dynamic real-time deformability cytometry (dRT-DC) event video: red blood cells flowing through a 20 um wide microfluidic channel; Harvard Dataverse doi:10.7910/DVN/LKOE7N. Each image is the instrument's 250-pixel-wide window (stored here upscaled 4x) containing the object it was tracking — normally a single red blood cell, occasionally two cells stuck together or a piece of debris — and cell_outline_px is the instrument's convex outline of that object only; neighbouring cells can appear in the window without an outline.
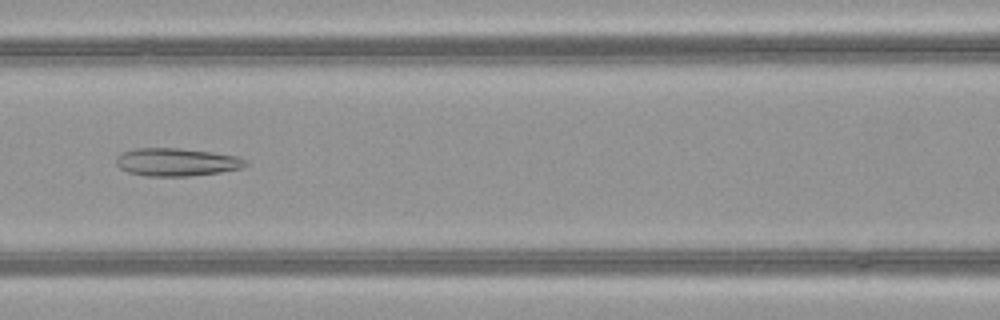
{"species": "common noctule bat (a hibernating species)", "species_latin": "Nyctalus noctula", "temperature_condition": "warm", "stored_images_in_passage": 36, "camera_frame_rate_fps": 3000, "um_per_image_px": 0.085, "animal": {"sex": "female", "body_mass_g": 21.9}, "frame": {"image": 1, "passage_image": 8, "time_ms": 2.333, "image_size_px": [1000, 320], "cell_outline_px": [[248, 164], [244, 168], [220, 172], [188, 176], [144, 176], [128, 172], [120, 168], [116, 164], [116, 156], [120, 152], [136, 148], [180, 148], [212, 152], [240, 156], [248, 160]], "centroid_in_image_um": [15.03, 13.77], "position_along_channel_um": 151.6, "area_um2": 21.39}}
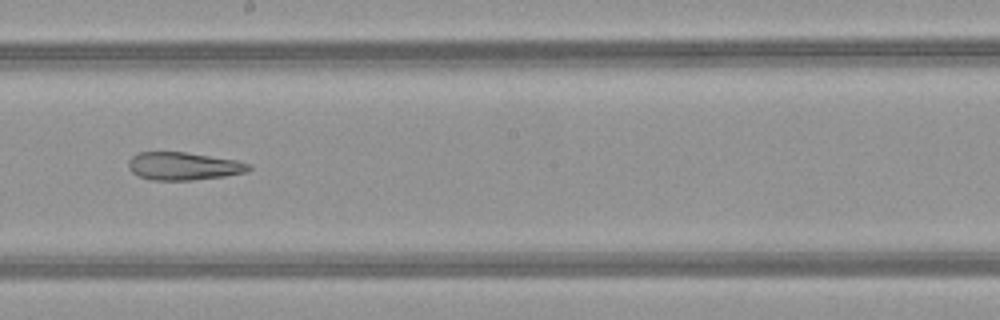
{"frame": {"image": 2, "passage_image": 14, "time_ms": 4.333, "image_size_px": [1000, 320], "cell_outline_px": [[252, 168], [248, 172], [224, 176], [192, 180], [152, 180], [140, 176], [132, 172], [128, 168], [128, 160], [132, 156], [140, 152], [184, 152], [236, 160], [252, 164]], "centroid_in_image_um": [15.62, 14.12], "position_along_channel_um": 232.6, "area_um2": 19.54}}
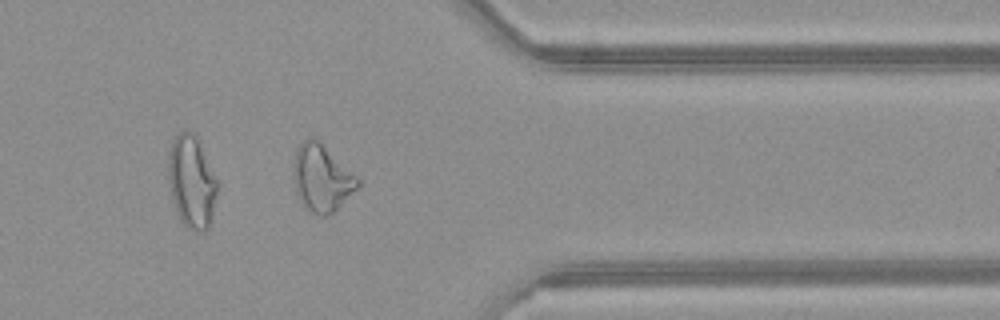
{"frame": {"image": 3, "passage_image": 26, "time_ms": 8.333, "image_size_px": [1000, 320], "cell_outline_px": [[360, 184], [332, 212], [324, 216], [320, 216], [304, 208], [300, 204], [296, 192], [292, 172], [292, 168], [296, 148], [308, 136], [312, 136], [356, 176], [360, 180]], "centroid_in_image_um": [27.27, 15.14], "position_along_channel_um": 384.1, "area_um2": 24.57}, "authors_computed_cell_mechanics": {"area_um2": 21.7039, "velocity_mm_per_s": 4.0571, "shape_relaxation_time_tau1_ms": null, "shape_relaxation_time_tau2_ms": 3.7633, "deformation_change_tau1": null, "deformation_change_tau2": 0.163}}